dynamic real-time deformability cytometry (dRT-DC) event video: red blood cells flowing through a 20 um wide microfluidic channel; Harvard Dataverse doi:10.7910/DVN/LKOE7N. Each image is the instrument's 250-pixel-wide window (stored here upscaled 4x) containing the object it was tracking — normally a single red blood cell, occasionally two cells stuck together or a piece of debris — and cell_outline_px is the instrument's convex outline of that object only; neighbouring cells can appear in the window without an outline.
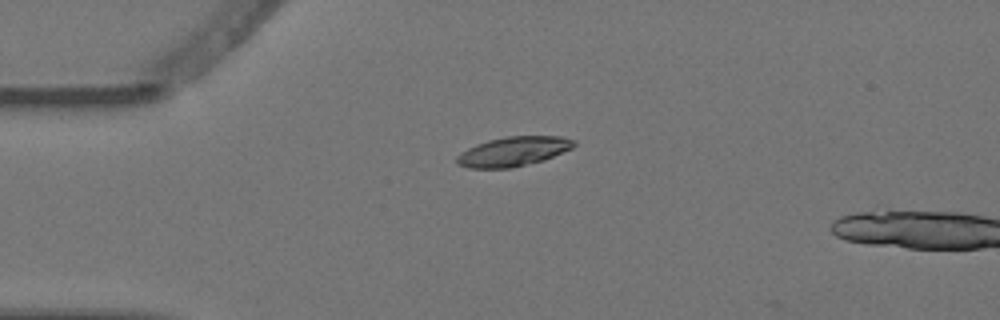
{"species": "Egyptian fruit bat (a non-hibernating species)", "species_latin": "Rousettus aegyptiacus", "temperature_condition": "warm", "stored_images_in_passage": 3, "camera_frame_rate_fps": 3000, "um_per_image_px": 0.085, "animal": {"sex": "female"}, "frame": {"image": 1, "passage_image": 2, "time_ms": 0.333, "image_size_px": [1000, 320], "cell_outline_px": [[576, 144], [572, 148], [544, 160], [512, 168], [468, 168], [456, 164], [456, 156], [468, 148], [476, 144], [488, 140], [504, 136], [560, 136], [576, 140]], "centroid_in_image_um": [43.62, 12.87], "position_along_channel_um": 41.4, "area_um2": 20.23}}